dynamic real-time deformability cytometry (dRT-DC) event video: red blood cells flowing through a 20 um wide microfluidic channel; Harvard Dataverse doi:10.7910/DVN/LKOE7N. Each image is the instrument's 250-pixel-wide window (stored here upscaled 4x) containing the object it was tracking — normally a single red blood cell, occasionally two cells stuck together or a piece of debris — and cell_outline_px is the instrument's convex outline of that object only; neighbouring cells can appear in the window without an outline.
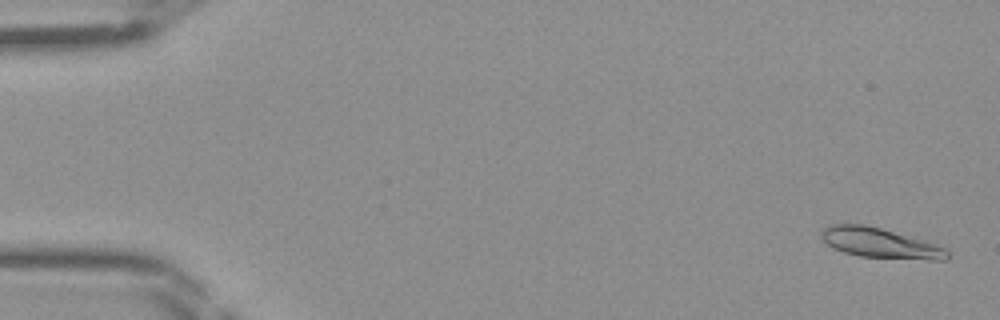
{"species": "Egyptian fruit bat (a non-hibernating species)", "species_latin": "Rousettus aegyptiacus", "temperature_condition": "room temperature", "stored_images_in_passage": 46, "camera_frame_rate_fps": 3000, "um_per_image_px": 0.085, "frame": {"image": 1, "passage_image": 2, "time_ms": 0.333, "image_size_px": [1000, 320], "cell_outline_px": [[948, 260], [928, 260], [860, 256], [844, 252], [828, 244], [820, 236], [820, 232], [828, 224], [864, 224], [880, 228], [924, 240], [944, 248], [948, 252]], "centroid_in_image_um": [74.8, 20.65], "position_along_channel_um": 10.2, "area_um2": 21.79}}
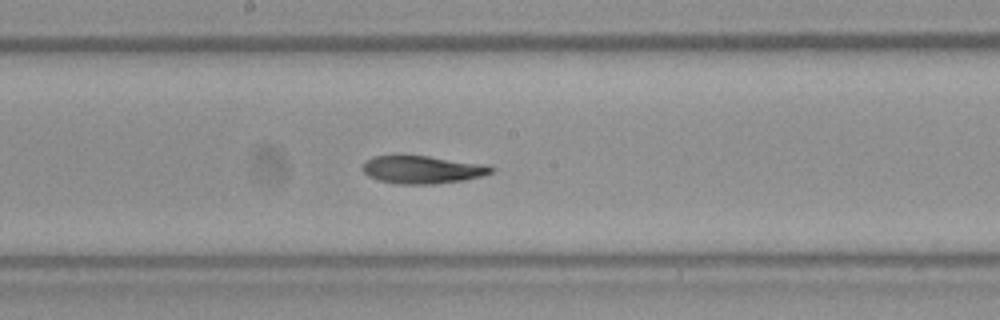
{"frame": {"image": 2, "passage_image": 25, "time_ms": 8.0, "image_size_px": [1000, 320], "cell_outline_px": [[496, 168], [492, 172], [480, 176], [464, 180], [436, 184], [400, 184], [380, 180], [368, 176], [360, 168], [364, 160], [372, 156], [428, 156], [488, 164]], "centroid_in_image_um": [35.9, 14.41], "position_along_channel_um": 212.3, "area_um2": 20.98}}
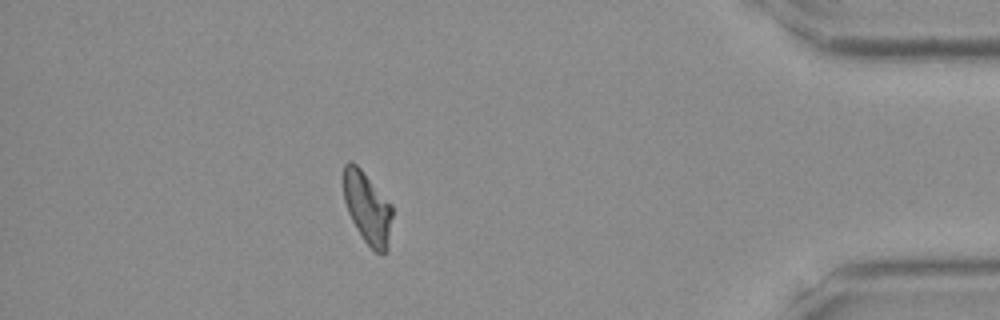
{"frame": {"image": 3, "passage_image": 41, "time_ms": 13.333, "image_size_px": [1000, 320], "cell_outline_px": [[392, 216], [388, 248], [384, 252], [376, 252], [364, 240], [356, 228], [348, 212], [344, 200], [344, 164], [348, 160], [352, 160], [360, 168], [392, 204]], "centroid_in_image_um": [31.23, 17.64], "position_along_channel_um": 404.0, "area_um2": 20.23}}